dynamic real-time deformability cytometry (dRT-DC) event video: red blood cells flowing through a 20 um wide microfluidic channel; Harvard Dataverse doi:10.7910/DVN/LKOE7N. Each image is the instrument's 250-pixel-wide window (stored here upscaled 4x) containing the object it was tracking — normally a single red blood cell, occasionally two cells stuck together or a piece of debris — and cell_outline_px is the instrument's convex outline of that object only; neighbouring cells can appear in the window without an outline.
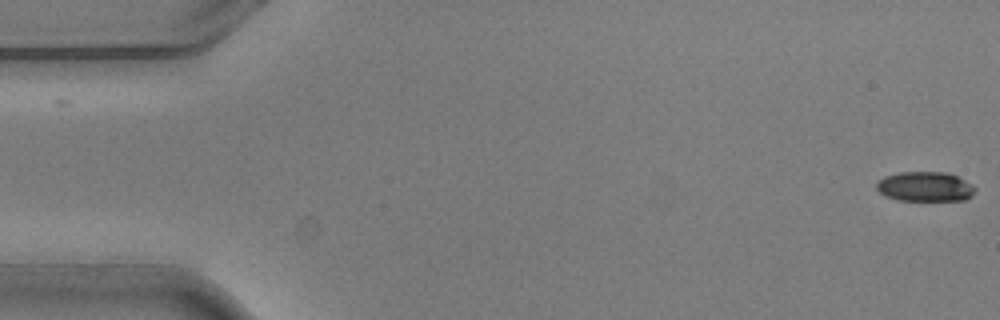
{"species": "common noctule bat (a hibernating species)", "species_latin": "Nyctalus noctula", "temperature_condition": "warm", "stored_images_in_passage": 5, "camera_frame_rate_fps": 3000, "um_per_image_px": 0.085, "animal": {"sex": "male", "body_mass_g": 20.5, "forearm_length_mm": 52.5}, "frame": {"image": 1, "passage_image": 1, "time_ms": 0.0, "image_size_px": [1000, 320], "cell_outline_px": [[976, 188], [972, 196], [964, 200], [896, 200], [884, 196], [876, 188], [876, 184], [884, 176], [900, 172], [948, 172], [972, 184]], "centroid_in_image_um": [78.63, 15.86], "position_along_channel_um": 6.4, "area_um2": 17.11}}
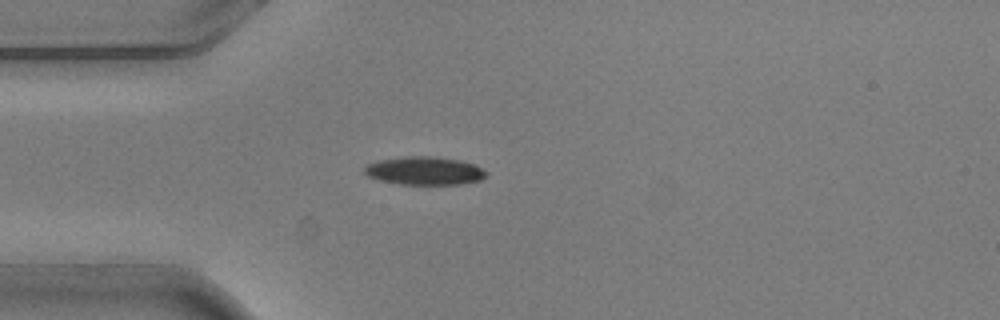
{"frame": {"image": 2, "passage_image": 5, "time_ms": 1.333, "image_size_px": [1000, 320], "cell_outline_px": [[488, 176], [480, 180], [460, 184], [400, 184], [380, 180], [368, 176], [364, 172], [364, 168], [368, 164], [380, 160], [408, 156], [432, 156], [460, 160], [476, 164], [488, 172]], "centroid_in_image_um": [36.14, 14.51], "position_along_channel_um": 48.9, "area_um2": 20.0}}